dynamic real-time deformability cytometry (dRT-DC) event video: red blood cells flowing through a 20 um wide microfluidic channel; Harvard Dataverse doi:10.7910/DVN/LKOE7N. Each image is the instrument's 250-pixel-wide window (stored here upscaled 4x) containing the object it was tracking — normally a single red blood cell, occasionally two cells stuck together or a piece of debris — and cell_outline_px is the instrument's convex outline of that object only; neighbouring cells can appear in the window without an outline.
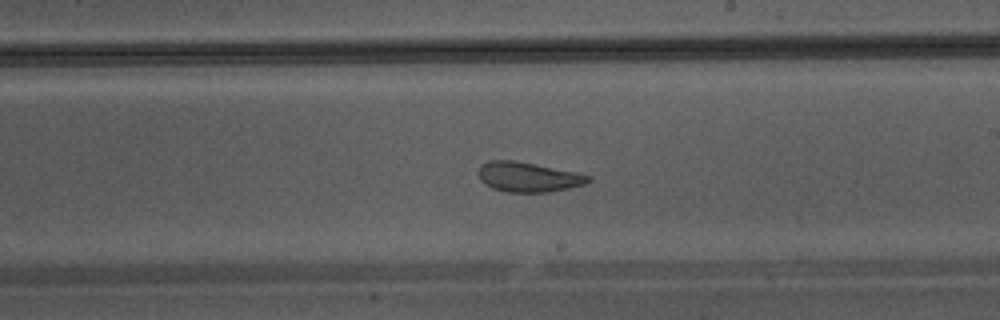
{"species": "Egyptian fruit bat (a non-hibernating species)", "species_latin": "Rousettus aegyptiacus", "temperature_condition": "warm", "stored_images_in_passage": 33, "camera_frame_rate_fps": 3000, "um_per_image_px": 0.085, "animal": {"sex": "male"}, "frame": {"image": 1, "passage_image": 15, "time_ms": 4.667, "image_size_px": [1000, 320], "cell_outline_px": [[592, 180], [584, 184], [568, 188], [548, 192], [508, 192], [492, 188], [480, 180], [476, 172], [488, 160], [516, 160], [576, 172], [592, 176]], "centroid_in_image_um": [44.9, 15.04], "position_along_channel_um": 244.1, "area_um2": 19.13}}